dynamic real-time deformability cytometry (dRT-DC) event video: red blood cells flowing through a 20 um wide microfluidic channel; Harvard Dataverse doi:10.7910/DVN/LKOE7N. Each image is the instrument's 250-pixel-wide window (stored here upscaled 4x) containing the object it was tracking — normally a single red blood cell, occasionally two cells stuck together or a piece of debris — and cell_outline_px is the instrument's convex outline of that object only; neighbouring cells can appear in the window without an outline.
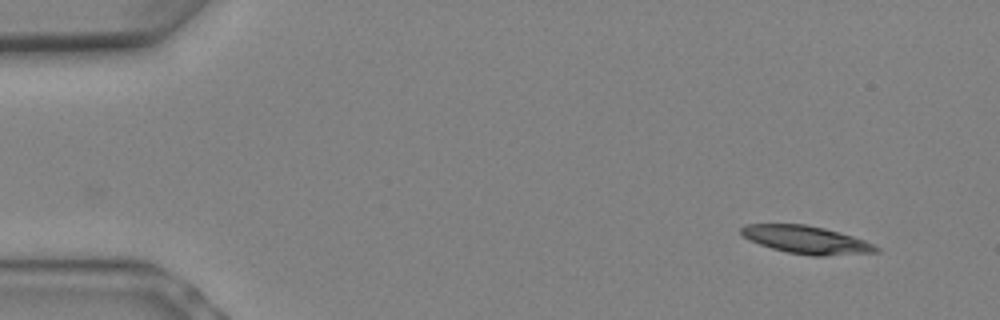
{"species": "Egyptian fruit bat (a non-hibernating species)", "species_latin": "Rousettus aegyptiacus", "temperature_condition": "warm", "stored_images_in_passage": 7, "camera_frame_rate_fps": 3000, "um_per_image_px": 0.085, "animal": {"sex": "female"}, "frame": {"image": 1, "passage_image": 1, "time_ms": 0.0, "image_size_px": [1000, 320], "cell_outline_px": [[880, 252], [824, 256], [812, 256], [788, 252], [772, 248], [748, 240], [740, 232], [740, 228], [744, 224], [804, 224], [824, 228], [840, 232], [864, 240], [880, 248]], "centroid_in_image_um": [68.54, 20.38], "position_along_channel_um": 16.5, "area_um2": 21.85}}
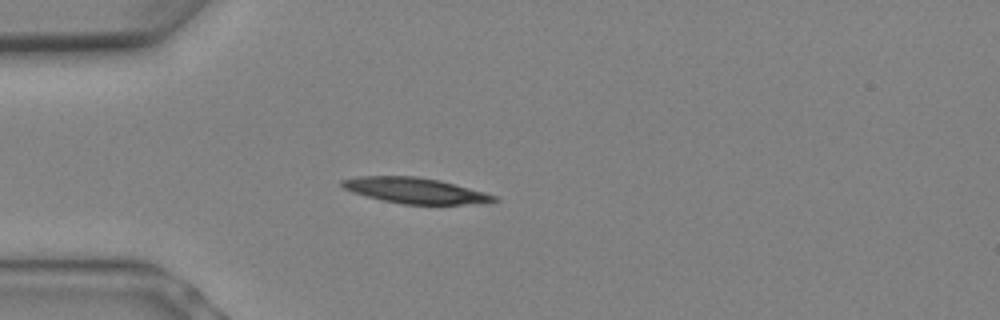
{"frame": {"image": 2, "passage_image": 5, "time_ms": 1.333, "image_size_px": [1000, 320], "cell_outline_px": [[500, 200], [488, 204], [404, 204], [384, 200], [352, 192], [344, 188], [340, 184], [340, 180], [360, 176], [416, 176], [440, 180], [484, 192], [496, 196]], "centroid_in_image_um": [35.35, 16.2], "position_along_channel_um": 49.7, "area_um2": 22.72}}
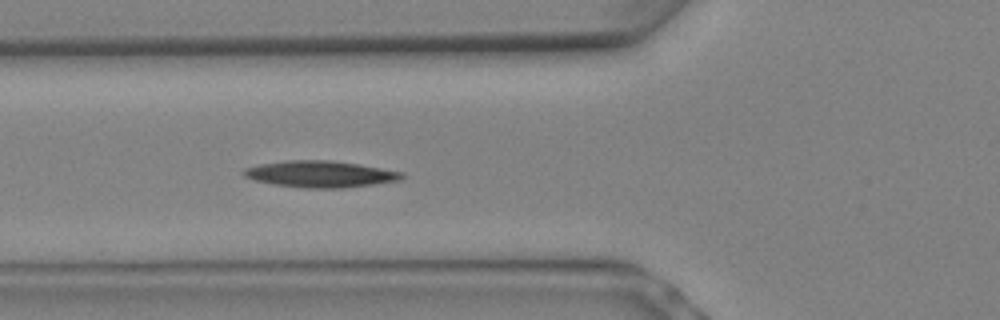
{"frame": {"image": 3, "passage_image": 7, "time_ms": 2.0, "image_size_px": [1000, 320], "cell_outline_px": [[404, 176], [400, 180], [344, 188], [304, 188], [272, 184], [256, 180], [244, 176], [240, 172], [244, 168], [260, 164], [284, 160], [332, 160], [360, 164], [404, 172]], "centroid_in_image_um": [27.21, 14.79], "position_along_channel_um": 98.6, "area_um2": 24.57}}